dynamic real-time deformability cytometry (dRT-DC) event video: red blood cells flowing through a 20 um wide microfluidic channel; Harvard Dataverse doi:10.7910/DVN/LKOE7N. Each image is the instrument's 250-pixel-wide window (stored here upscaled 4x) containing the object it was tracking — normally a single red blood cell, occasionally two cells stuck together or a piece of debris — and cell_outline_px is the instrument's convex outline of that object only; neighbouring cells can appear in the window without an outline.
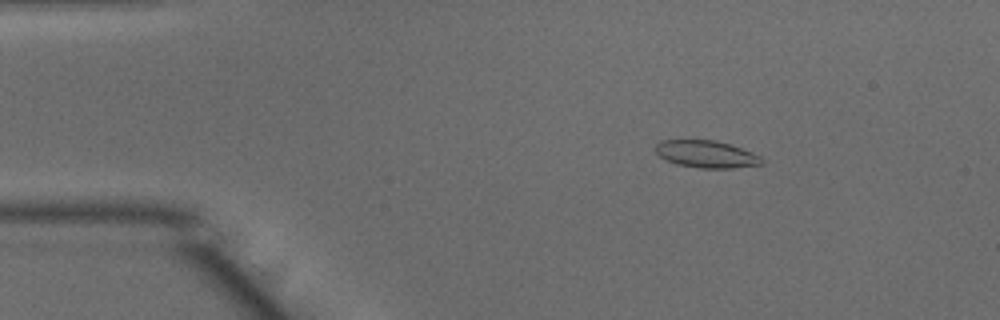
{"species": "common noctule bat (a hibernating species)", "species_latin": "Nyctalus noctula", "temperature_condition": "warm", "stored_images_in_passage": 51, "camera_frame_rate_fps": 3000, "um_per_image_px": 0.085, "animal": {"sex": "male", "body_mass_g": 15.6}, "frame": {"image": 1, "passage_image": 8, "time_ms": 2.333, "image_size_px": [1000, 320], "cell_outline_px": [[764, 164], [732, 168], [700, 168], [676, 164], [660, 156], [656, 152], [656, 144], [660, 140], [716, 140], [752, 152], [760, 156], [764, 160]], "centroid_in_image_um": [60.06, 13.1], "position_along_channel_um": 24.9, "area_um2": 16.76}}
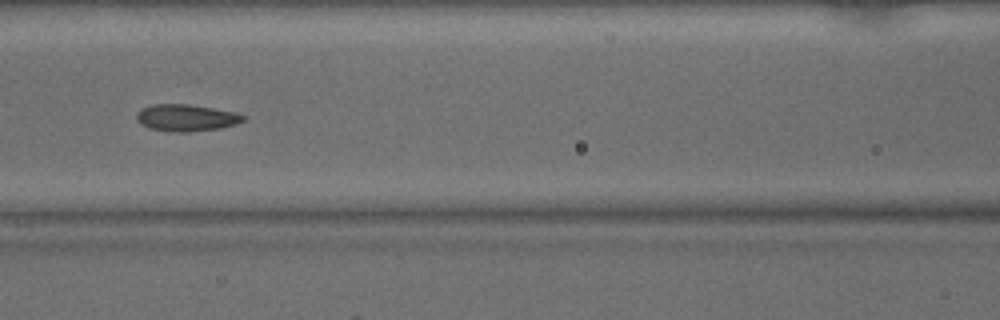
{"frame": {"image": 2, "passage_image": 22, "time_ms": 7.0, "image_size_px": [1000, 320], "cell_outline_px": [[244, 120], [236, 124], [220, 128], [188, 132], [172, 132], [148, 128], [140, 124], [136, 120], [136, 116], [140, 108], [152, 104], [188, 104], [236, 112], [244, 116]], "centroid_in_image_um": [15.78, 10.01], "position_along_channel_um": 150.8, "area_um2": 16.76}}
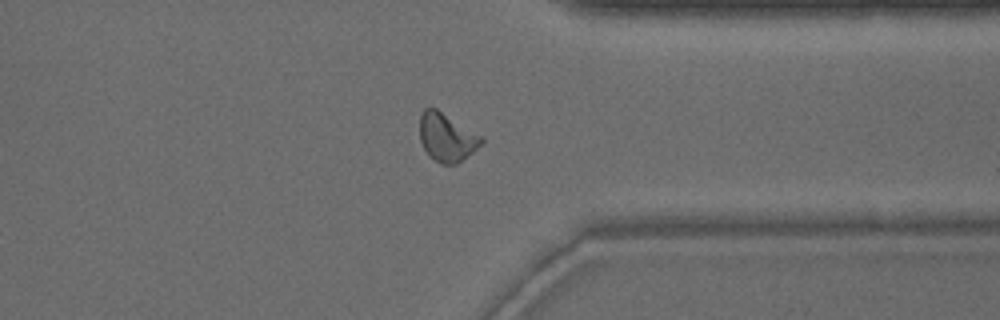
{"frame": {"image": 3, "passage_image": 39, "time_ms": 12.667, "image_size_px": [1000, 320], "cell_outline_px": [[484, 140], [472, 152], [456, 164], [440, 164], [424, 148], [420, 140], [420, 116], [424, 108], [436, 108], [484, 136]], "centroid_in_image_um": [37.99, 11.64], "position_along_channel_um": 373.4, "area_um2": 17.17}, "authors_computed_cell_mechanics": {"area_um2": 16.8198, "velocity_mm_per_s": 3.9994, "shape_relaxation_time_tau1_ms": 11.3692, "shape_relaxation_time_tau2_ms": 1.781, "deformation_change_tau1": 0.2494, "deformation_change_tau2": 0.0701}}